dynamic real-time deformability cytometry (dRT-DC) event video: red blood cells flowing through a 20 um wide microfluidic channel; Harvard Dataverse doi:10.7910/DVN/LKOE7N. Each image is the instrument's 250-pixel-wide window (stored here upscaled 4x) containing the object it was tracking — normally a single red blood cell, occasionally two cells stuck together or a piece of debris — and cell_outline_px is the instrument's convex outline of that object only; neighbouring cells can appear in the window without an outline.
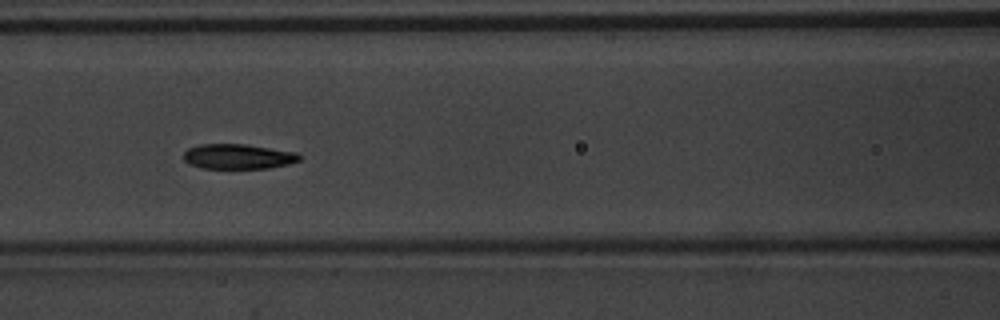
{"species": "common noctule bat (a hibernating species)", "species_latin": "Nyctalus noctula", "temperature_condition": "warm", "stored_images_in_passage": 9, "camera_frame_rate_fps": 3000, "um_per_image_px": 0.085, "animal": {"sex": "male", "body_mass_g": 20.1, "forearm_length_mm": 53.5}, "frame": {"image": 1, "passage_image": 7, "time_ms": 2.0, "image_size_px": [1000, 320], "cell_outline_px": [[300, 160], [288, 164], [268, 168], [204, 168], [188, 164], [184, 160], [184, 152], [188, 148], [200, 144], [244, 144], [296, 152], [300, 156]], "centroid_in_image_um": [20.21, 13.3], "position_along_channel_um": 146.4, "area_um2": 16.76}}
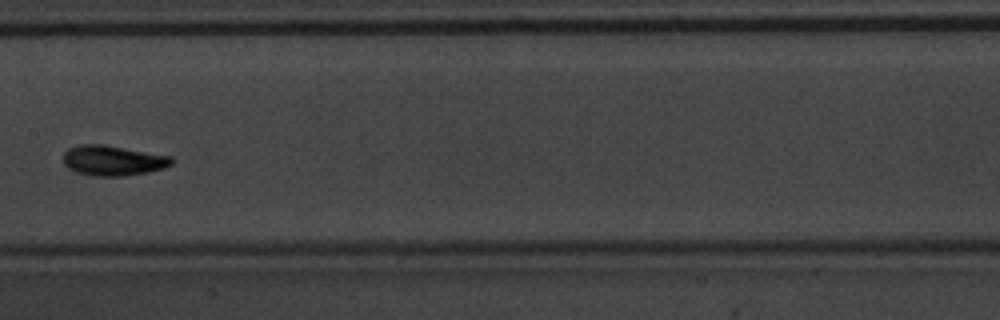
{"frame": {"image": 2, "passage_image": 8, "time_ms": 2.333, "image_size_px": [1000, 320], "cell_outline_px": [[172, 164], [164, 168], [148, 172], [124, 176], [92, 176], [76, 172], [68, 168], [64, 164], [64, 152], [68, 148], [80, 144], [104, 144], [172, 156]], "centroid_in_image_um": [9.59, 13.64], "position_along_channel_um": 197.8, "area_um2": 19.19}}